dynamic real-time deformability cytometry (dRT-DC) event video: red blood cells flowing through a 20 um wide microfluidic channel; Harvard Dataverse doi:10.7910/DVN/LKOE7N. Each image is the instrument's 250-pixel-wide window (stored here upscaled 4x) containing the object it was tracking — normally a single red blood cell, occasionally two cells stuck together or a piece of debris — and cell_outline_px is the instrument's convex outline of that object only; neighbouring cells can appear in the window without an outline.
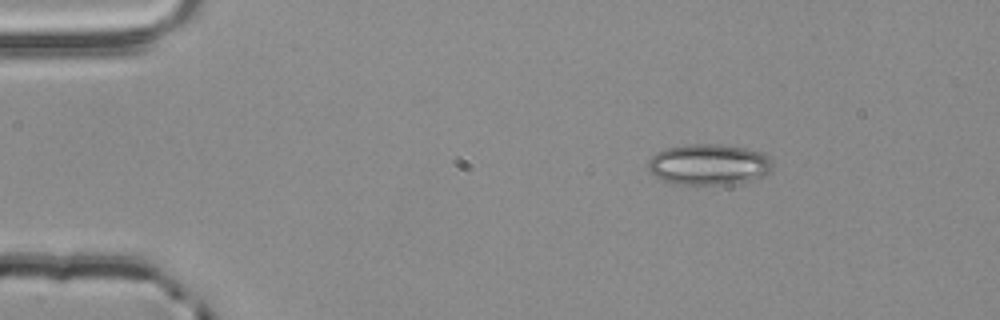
{"species": "common noctule bat (a hibernating species)", "species_latin": "Nyctalus noctula", "temperature_condition": "room temperature", "stored_images_in_passage": 3, "camera_frame_rate_fps": 3000, "um_per_image_px": 0.085, "animal": {"sex": "male", "body_mass_g": 20.4}, "frame": {"image": 1, "passage_image": 1, "time_ms": 0.0, "image_size_px": [1000, 320], "cell_outline_px": [[772, 168], [768, 172], [756, 180], [732, 184], [672, 184], [648, 172], [648, 160], [656, 152], [664, 148], [688, 144], [716, 144], [744, 148], [764, 152], [772, 160]], "centroid_in_image_um": [60.25, 13.98], "position_along_channel_um": 24.8, "area_um2": 30.0}}